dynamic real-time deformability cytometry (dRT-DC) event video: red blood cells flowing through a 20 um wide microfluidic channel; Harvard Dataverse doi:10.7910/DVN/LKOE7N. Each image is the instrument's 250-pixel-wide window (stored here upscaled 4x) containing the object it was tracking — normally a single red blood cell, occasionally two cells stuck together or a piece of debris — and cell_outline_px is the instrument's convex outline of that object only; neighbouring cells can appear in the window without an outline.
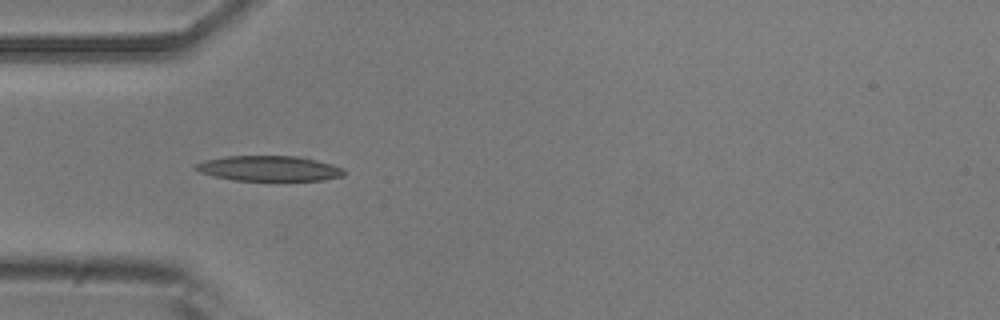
{"species": "common noctule bat (a hibernating species)", "species_latin": "Nyctalus noctula", "temperature_condition": "room temperature", "stored_images_in_passage": 5, "camera_frame_rate_fps": 3000, "um_per_image_px": 0.085, "animal": {"sex": "male", "body_mass_g": 20.5, "forearm_length_mm": 52.5}, "frame": {"image": 1, "passage_image": 4, "time_ms": 1.0, "image_size_px": [1000, 320], "cell_outline_px": [[344, 176], [324, 180], [232, 180], [200, 172], [192, 168], [196, 164], [204, 160], [228, 156], [300, 156], [332, 164], [340, 168], [344, 172]], "centroid_in_image_um": [22.86, 14.31], "position_along_channel_um": 62.1, "area_um2": 21.68}}
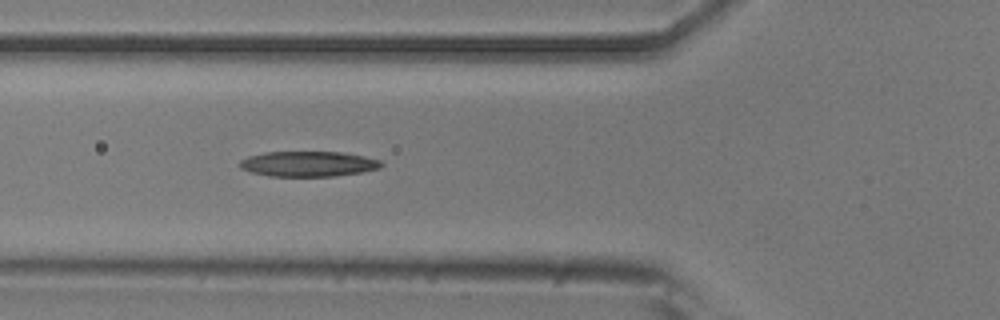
{"frame": {"image": 2, "passage_image": 5, "time_ms": 1.333, "image_size_px": [1000, 320], "cell_outline_px": [[384, 164], [380, 168], [360, 172], [336, 176], [268, 176], [252, 172], [240, 168], [240, 160], [248, 156], [264, 152], [340, 152], [364, 156], [380, 160]], "centroid_in_image_um": [26.2, 13.93], "position_along_channel_um": 99.6, "area_um2": 20.81}}